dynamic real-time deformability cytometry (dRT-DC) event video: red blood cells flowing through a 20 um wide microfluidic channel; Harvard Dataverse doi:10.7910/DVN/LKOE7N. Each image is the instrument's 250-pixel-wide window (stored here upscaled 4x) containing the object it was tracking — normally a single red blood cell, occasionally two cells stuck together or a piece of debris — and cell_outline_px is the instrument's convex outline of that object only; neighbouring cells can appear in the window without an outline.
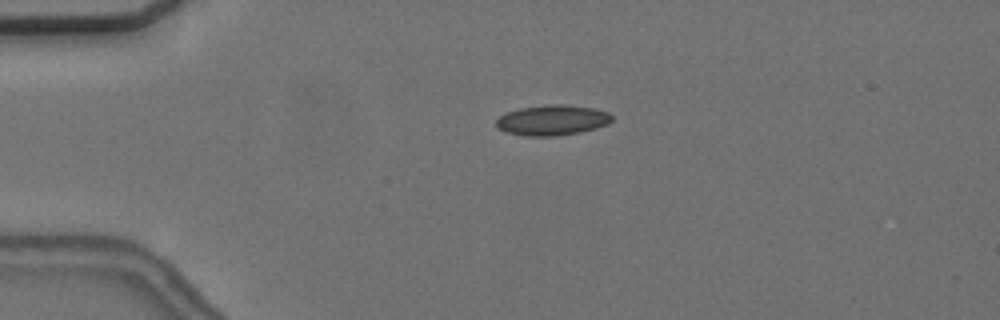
{"species": "common noctule bat (a hibernating species)", "species_latin": "Nyctalus noctula", "temperature_condition": "cold", "stored_images_in_passage": 4, "camera_frame_rate_fps": 3000, "um_per_image_px": 0.085, "animal": {"sex": "female", "body_mass_g": 24.6, "forearm_length_mm": 56.2}, "frame": {"image": 1, "passage_image": 3, "time_ms": 3.333, "image_size_px": [1000, 320], "cell_outline_px": [[612, 120], [608, 124], [596, 128], [580, 132], [556, 136], [524, 136], [504, 132], [496, 128], [496, 120], [500, 116], [508, 112], [520, 108], [548, 104], [564, 104], [592, 108], [608, 112], [612, 116]], "centroid_in_image_um": [46.92, 10.22], "position_along_channel_um": 38.1, "area_um2": 20.58}}